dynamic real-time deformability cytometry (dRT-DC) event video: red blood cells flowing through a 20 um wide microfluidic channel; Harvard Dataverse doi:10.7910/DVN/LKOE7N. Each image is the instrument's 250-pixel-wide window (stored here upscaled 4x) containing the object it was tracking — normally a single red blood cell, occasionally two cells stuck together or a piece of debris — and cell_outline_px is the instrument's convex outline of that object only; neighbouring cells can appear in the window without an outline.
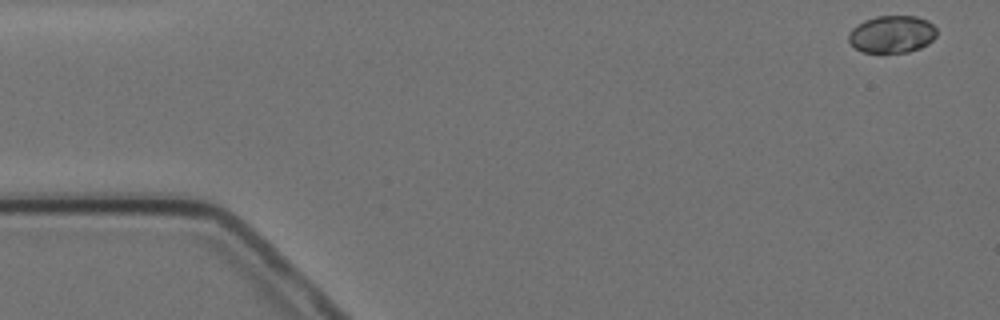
{"species": "Egyptian fruit bat (a non-hibernating species)", "species_latin": "Rousettus aegyptiacus", "temperature_condition": "cold", "stored_images_in_passage": 10, "camera_frame_rate_fps": 3000, "um_per_image_px": 0.085, "animal": {"sex": "female"}, "frame": {"image": 1, "passage_image": 1, "time_ms": 0.0, "image_size_px": [1000, 320], "cell_outline_px": [[936, 36], [928, 44], [920, 48], [908, 52], [880, 56], [864, 52], [856, 48], [848, 40], [848, 32], [856, 24], [864, 20], [876, 16], [916, 16], [928, 20], [936, 28]], "centroid_in_image_um": [75.79, 2.95], "position_along_channel_um": 9.2, "area_um2": 19.88}}
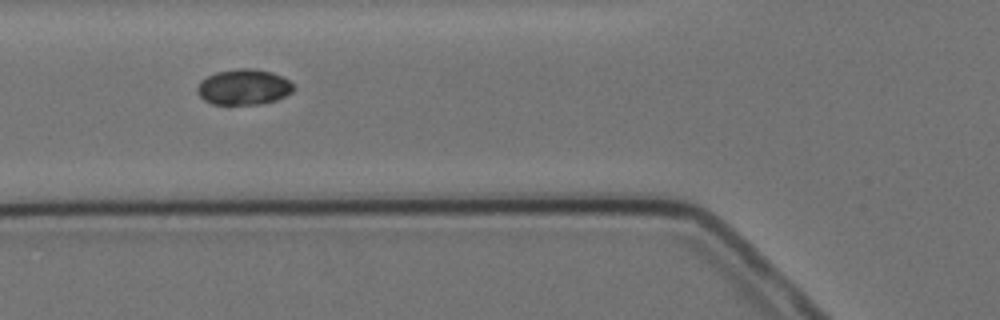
{"frame": {"image": 2, "passage_image": 6, "time_ms": 6.0, "image_size_px": [1000, 320], "cell_outline_px": [[292, 92], [276, 100], [260, 104], [212, 104], [204, 100], [200, 96], [196, 88], [200, 80], [216, 72], [240, 68], [256, 68], [272, 72], [288, 80], [292, 84]], "centroid_in_image_um": [20.69, 7.39], "position_along_channel_um": 105.1, "area_um2": 19.88}}
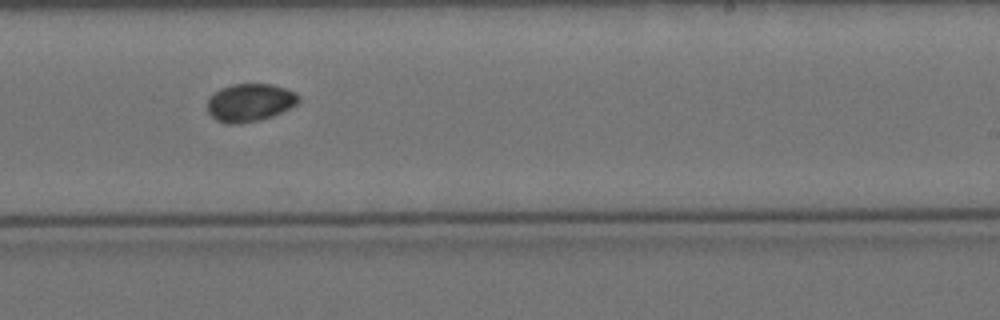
{"frame": {"image": 3, "passage_image": 10, "time_ms": 10.667, "image_size_px": [1000, 320], "cell_outline_px": [[300, 100], [296, 104], [272, 116], [260, 120], [240, 124], [228, 124], [216, 120], [208, 112], [208, 100], [220, 88], [232, 84], [272, 84], [296, 92], [300, 96]], "centroid_in_image_um": [21.25, 8.72], "position_along_channel_um": 267.8, "area_um2": 20.06}}